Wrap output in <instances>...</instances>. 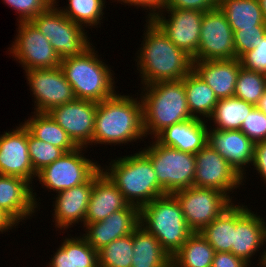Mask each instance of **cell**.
<instances>
[{
	"label": "cell",
	"mask_w": 266,
	"mask_h": 267,
	"mask_svg": "<svg viewBox=\"0 0 266 267\" xmlns=\"http://www.w3.org/2000/svg\"><path fill=\"white\" fill-rule=\"evenodd\" d=\"M207 121L191 118L161 131L155 139L162 145L196 154L208 142Z\"/></svg>",
	"instance_id": "obj_25"
},
{
	"label": "cell",
	"mask_w": 266,
	"mask_h": 267,
	"mask_svg": "<svg viewBox=\"0 0 266 267\" xmlns=\"http://www.w3.org/2000/svg\"><path fill=\"white\" fill-rule=\"evenodd\" d=\"M94 48L91 45L81 55L62 59L59 67L76 99L101 102L115 94V77Z\"/></svg>",
	"instance_id": "obj_5"
},
{
	"label": "cell",
	"mask_w": 266,
	"mask_h": 267,
	"mask_svg": "<svg viewBox=\"0 0 266 267\" xmlns=\"http://www.w3.org/2000/svg\"><path fill=\"white\" fill-rule=\"evenodd\" d=\"M218 7L224 13L233 32L266 25L258 0H219Z\"/></svg>",
	"instance_id": "obj_29"
},
{
	"label": "cell",
	"mask_w": 266,
	"mask_h": 267,
	"mask_svg": "<svg viewBox=\"0 0 266 267\" xmlns=\"http://www.w3.org/2000/svg\"><path fill=\"white\" fill-rule=\"evenodd\" d=\"M5 4L12 7L17 14H19V20L31 21L34 17L40 13L46 11L53 3L54 0H3Z\"/></svg>",
	"instance_id": "obj_39"
},
{
	"label": "cell",
	"mask_w": 266,
	"mask_h": 267,
	"mask_svg": "<svg viewBox=\"0 0 266 267\" xmlns=\"http://www.w3.org/2000/svg\"><path fill=\"white\" fill-rule=\"evenodd\" d=\"M57 1H58V0H54V4H55V6H59V5H57V4H58Z\"/></svg>",
	"instance_id": "obj_50"
},
{
	"label": "cell",
	"mask_w": 266,
	"mask_h": 267,
	"mask_svg": "<svg viewBox=\"0 0 266 267\" xmlns=\"http://www.w3.org/2000/svg\"><path fill=\"white\" fill-rule=\"evenodd\" d=\"M27 121L22 123L35 138L69 152L77 148L73 141L48 113L32 112Z\"/></svg>",
	"instance_id": "obj_30"
},
{
	"label": "cell",
	"mask_w": 266,
	"mask_h": 267,
	"mask_svg": "<svg viewBox=\"0 0 266 267\" xmlns=\"http://www.w3.org/2000/svg\"><path fill=\"white\" fill-rule=\"evenodd\" d=\"M18 23L17 36L8 48L12 58L14 57L25 71L59 67L61 59L50 41L31 21Z\"/></svg>",
	"instance_id": "obj_11"
},
{
	"label": "cell",
	"mask_w": 266,
	"mask_h": 267,
	"mask_svg": "<svg viewBox=\"0 0 266 267\" xmlns=\"http://www.w3.org/2000/svg\"><path fill=\"white\" fill-rule=\"evenodd\" d=\"M133 257V232L113 240L98 251L99 267H131Z\"/></svg>",
	"instance_id": "obj_35"
},
{
	"label": "cell",
	"mask_w": 266,
	"mask_h": 267,
	"mask_svg": "<svg viewBox=\"0 0 266 267\" xmlns=\"http://www.w3.org/2000/svg\"><path fill=\"white\" fill-rule=\"evenodd\" d=\"M140 225V209L133 205L110 214L103 221L84 224L86 241L98 252L113 240L131 234Z\"/></svg>",
	"instance_id": "obj_19"
},
{
	"label": "cell",
	"mask_w": 266,
	"mask_h": 267,
	"mask_svg": "<svg viewBox=\"0 0 266 267\" xmlns=\"http://www.w3.org/2000/svg\"><path fill=\"white\" fill-rule=\"evenodd\" d=\"M196 170L193 186L213 188L230 197L232 190L244 185L243 178L234 168L213 149L206 144L196 154ZM243 183V184H242Z\"/></svg>",
	"instance_id": "obj_16"
},
{
	"label": "cell",
	"mask_w": 266,
	"mask_h": 267,
	"mask_svg": "<svg viewBox=\"0 0 266 267\" xmlns=\"http://www.w3.org/2000/svg\"><path fill=\"white\" fill-rule=\"evenodd\" d=\"M215 250L199 233L194 232L171 257V267H212Z\"/></svg>",
	"instance_id": "obj_31"
},
{
	"label": "cell",
	"mask_w": 266,
	"mask_h": 267,
	"mask_svg": "<svg viewBox=\"0 0 266 267\" xmlns=\"http://www.w3.org/2000/svg\"><path fill=\"white\" fill-rule=\"evenodd\" d=\"M240 59L193 61V71L214 91L216 97H234L235 85L240 69Z\"/></svg>",
	"instance_id": "obj_24"
},
{
	"label": "cell",
	"mask_w": 266,
	"mask_h": 267,
	"mask_svg": "<svg viewBox=\"0 0 266 267\" xmlns=\"http://www.w3.org/2000/svg\"><path fill=\"white\" fill-rule=\"evenodd\" d=\"M93 190V176L79 186L63 190L55 195L53 222L56 229L67 230L73 224L83 223Z\"/></svg>",
	"instance_id": "obj_22"
},
{
	"label": "cell",
	"mask_w": 266,
	"mask_h": 267,
	"mask_svg": "<svg viewBox=\"0 0 266 267\" xmlns=\"http://www.w3.org/2000/svg\"><path fill=\"white\" fill-rule=\"evenodd\" d=\"M261 10L263 12L264 22L266 24V0H258Z\"/></svg>",
	"instance_id": "obj_48"
},
{
	"label": "cell",
	"mask_w": 266,
	"mask_h": 267,
	"mask_svg": "<svg viewBox=\"0 0 266 267\" xmlns=\"http://www.w3.org/2000/svg\"><path fill=\"white\" fill-rule=\"evenodd\" d=\"M264 252H262V255H261V259H259V265L262 267H266V251L263 250Z\"/></svg>",
	"instance_id": "obj_49"
},
{
	"label": "cell",
	"mask_w": 266,
	"mask_h": 267,
	"mask_svg": "<svg viewBox=\"0 0 266 267\" xmlns=\"http://www.w3.org/2000/svg\"><path fill=\"white\" fill-rule=\"evenodd\" d=\"M49 267H99L98 252L82 236L65 237Z\"/></svg>",
	"instance_id": "obj_26"
},
{
	"label": "cell",
	"mask_w": 266,
	"mask_h": 267,
	"mask_svg": "<svg viewBox=\"0 0 266 267\" xmlns=\"http://www.w3.org/2000/svg\"><path fill=\"white\" fill-rule=\"evenodd\" d=\"M31 22L50 41L61 60L81 55L92 45L85 27L67 18L54 3Z\"/></svg>",
	"instance_id": "obj_8"
},
{
	"label": "cell",
	"mask_w": 266,
	"mask_h": 267,
	"mask_svg": "<svg viewBox=\"0 0 266 267\" xmlns=\"http://www.w3.org/2000/svg\"><path fill=\"white\" fill-rule=\"evenodd\" d=\"M129 203L116 185L100 168L93 175V190L87 206L84 224L103 221L110 214L126 208Z\"/></svg>",
	"instance_id": "obj_23"
},
{
	"label": "cell",
	"mask_w": 266,
	"mask_h": 267,
	"mask_svg": "<svg viewBox=\"0 0 266 267\" xmlns=\"http://www.w3.org/2000/svg\"><path fill=\"white\" fill-rule=\"evenodd\" d=\"M98 102L75 99L72 102L56 106L47 113L67 132L77 147L93 145L95 114Z\"/></svg>",
	"instance_id": "obj_14"
},
{
	"label": "cell",
	"mask_w": 266,
	"mask_h": 267,
	"mask_svg": "<svg viewBox=\"0 0 266 267\" xmlns=\"http://www.w3.org/2000/svg\"><path fill=\"white\" fill-rule=\"evenodd\" d=\"M246 261L231 252H215L212 267H249Z\"/></svg>",
	"instance_id": "obj_44"
},
{
	"label": "cell",
	"mask_w": 266,
	"mask_h": 267,
	"mask_svg": "<svg viewBox=\"0 0 266 267\" xmlns=\"http://www.w3.org/2000/svg\"><path fill=\"white\" fill-rule=\"evenodd\" d=\"M0 175L20 177L31 184L37 177L29 158L28 130L22 123L0 135Z\"/></svg>",
	"instance_id": "obj_17"
},
{
	"label": "cell",
	"mask_w": 266,
	"mask_h": 267,
	"mask_svg": "<svg viewBox=\"0 0 266 267\" xmlns=\"http://www.w3.org/2000/svg\"><path fill=\"white\" fill-rule=\"evenodd\" d=\"M29 158L36 173L59 159L65 152L52 144L33 137L28 132Z\"/></svg>",
	"instance_id": "obj_37"
},
{
	"label": "cell",
	"mask_w": 266,
	"mask_h": 267,
	"mask_svg": "<svg viewBox=\"0 0 266 267\" xmlns=\"http://www.w3.org/2000/svg\"><path fill=\"white\" fill-rule=\"evenodd\" d=\"M140 225L172 257L194 233L187 225L179 202L172 194L154 199L140 209Z\"/></svg>",
	"instance_id": "obj_6"
},
{
	"label": "cell",
	"mask_w": 266,
	"mask_h": 267,
	"mask_svg": "<svg viewBox=\"0 0 266 267\" xmlns=\"http://www.w3.org/2000/svg\"><path fill=\"white\" fill-rule=\"evenodd\" d=\"M115 1L116 0H114V2ZM118 2H121V4L125 3L129 6H135L137 9L138 7L145 8V10L147 9L146 12L149 10L147 19H152L157 13L164 9L166 0H118Z\"/></svg>",
	"instance_id": "obj_43"
},
{
	"label": "cell",
	"mask_w": 266,
	"mask_h": 267,
	"mask_svg": "<svg viewBox=\"0 0 266 267\" xmlns=\"http://www.w3.org/2000/svg\"><path fill=\"white\" fill-rule=\"evenodd\" d=\"M28 85L34 96V112L47 113L52 108L74 101L72 86L60 67L25 71Z\"/></svg>",
	"instance_id": "obj_13"
},
{
	"label": "cell",
	"mask_w": 266,
	"mask_h": 267,
	"mask_svg": "<svg viewBox=\"0 0 266 267\" xmlns=\"http://www.w3.org/2000/svg\"><path fill=\"white\" fill-rule=\"evenodd\" d=\"M17 224L6 212H4L0 208V232L1 233H6L8 232V229L11 230L15 226H18ZM0 233V234H1Z\"/></svg>",
	"instance_id": "obj_46"
},
{
	"label": "cell",
	"mask_w": 266,
	"mask_h": 267,
	"mask_svg": "<svg viewBox=\"0 0 266 267\" xmlns=\"http://www.w3.org/2000/svg\"><path fill=\"white\" fill-rule=\"evenodd\" d=\"M252 166L266 184V140L255 143Z\"/></svg>",
	"instance_id": "obj_45"
},
{
	"label": "cell",
	"mask_w": 266,
	"mask_h": 267,
	"mask_svg": "<svg viewBox=\"0 0 266 267\" xmlns=\"http://www.w3.org/2000/svg\"><path fill=\"white\" fill-rule=\"evenodd\" d=\"M219 0H166L164 9H190L207 12L218 7Z\"/></svg>",
	"instance_id": "obj_42"
},
{
	"label": "cell",
	"mask_w": 266,
	"mask_h": 267,
	"mask_svg": "<svg viewBox=\"0 0 266 267\" xmlns=\"http://www.w3.org/2000/svg\"><path fill=\"white\" fill-rule=\"evenodd\" d=\"M32 188L25 179L0 175V208L17 224L29 217L32 219V214L35 215L38 209V198Z\"/></svg>",
	"instance_id": "obj_21"
},
{
	"label": "cell",
	"mask_w": 266,
	"mask_h": 267,
	"mask_svg": "<svg viewBox=\"0 0 266 267\" xmlns=\"http://www.w3.org/2000/svg\"><path fill=\"white\" fill-rule=\"evenodd\" d=\"M139 99V100H137ZM146 137L141 98L117 94L98 102L93 143L122 145ZM122 143V144H121Z\"/></svg>",
	"instance_id": "obj_2"
},
{
	"label": "cell",
	"mask_w": 266,
	"mask_h": 267,
	"mask_svg": "<svg viewBox=\"0 0 266 267\" xmlns=\"http://www.w3.org/2000/svg\"><path fill=\"white\" fill-rule=\"evenodd\" d=\"M141 88L146 138L149 134L155 138L166 127L193 118L187 105L184 78L179 81L157 82Z\"/></svg>",
	"instance_id": "obj_3"
},
{
	"label": "cell",
	"mask_w": 266,
	"mask_h": 267,
	"mask_svg": "<svg viewBox=\"0 0 266 267\" xmlns=\"http://www.w3.org/2000/svg\"><path fill=\"white\" fill-rule=\"evenodd\" d=\"M184 87L191 116L207 121L218 103L213 89L193 70L184 77Z\"/></svg>",
	"instance_id": "obj_28"
},
{
	"label": "cell",
	"mask_w": 266,
	"mask_h": 267,
	"mask_svg": "<svg viewBox=\"0 0 266 267\" xmlns=\"http://www.w3.org/2000/svg\"><path fill=\"white\" fill-rule=\"evenodd\" d=\"M254 108V105L236 97L219 99L207 121H213V129L240 130L242 123Z\"/></svg>",
	"instance_id": "obj_32"
},
{
	"label": "cell",
	"mask_w": 266,
	"mask_h": 267,
	"mask_svg": "<svg viewBox=\"0 0 266 267\" xmlns=\"http://www.w3.org/2000/svg\"><path fill=\"white\" fill-rule=\"evenodd\" d=\"M254 213L243 204H234V244L231 253L248 264L266 243V222Z\"/></svg>",
	"instance_id": "obj_18"
},
{
	"label": "cell",
	"mask_w": 266,
	"mask_h": 267,
	"mask_svg": "<svg viewBox=\"0 0 266 267\" xmlns=\"http://www.w3.org/2000/svg\"><path fill=\"white\" fill-rule=\"evenodd\" d=\"M266 89V75L240 69L235 85L234 97L256 105Z\"/></svg>",
	"instance_id": "obj_36"
},
{
	"label": "cell",
	"mask_w": 266,
	"mask_h": 267,
	"mask_svg": "<svg viewBox=\"0 0 266 267\" xmlns=\"http://www.w3.org/2000/svg\"><path fill=\"white\" fill-rule=\"evenodd\" d=\"M240 61L244 69L266 75V35L257 46L245 53Z\"/></svg>",
	"instance_id": "obj_41"
},
{
	"label": "cell",
	"mask_w": 266,
	"mask_h": 267,
	"mask_svg": "<svg viewBox=\"0 0 266 267\" xmlns=\"http://www.w3.org/2000/svg\"><path fill=\"white\" fill-rule=\"evenodd\" d=\"M208 142L220 156H222L234 170L243 178L247 176L245 167L252 165L254 158L255 143L250 140L241 130H218L209 129Z\"/></svg>",
	"instance_id": "obj_20"
},
{
	"label": "cell",
	"mask_w": 266,
	"mask_h": 267,
	"mask_svg": "<svg viewBox=\"0 0 266 267\" xmlns=\"http://www.w3.org/2000/svg\"><path fill=\"white\" fill-rule=\"evenodd\" d=\"M255 107L266 115V89Z\"/></svg>",
	"instance_id": "obj_47"
},
{
	"label": "cell",
	"mask_w": 266,
	"mask_h": 267,
	"mask_svg": "<svg viewBox=\"0 0 266 267\" xmlns=\"http://www.w3.org/2000/svg\"><path fill=\"white\" fill-rule=\"evenodd\" d=\"M84 147L65 152L59 159L37 173L42 188L59 193L86 183L100 168L97 162L87 159ZM44 186V187H43Z\"/></svg>",
	"instance_id": "obj_10"
},
{
	"label": "cell",
	"mask_w": 266,
	"mask_h": 267,
	"mask_svg": "<svg viewBox=\"0 0 266 267\" xmlns=\"http://www.w3.org/2000/svg\"><path fill=\"white\" fill-rule=\"evenodd\" d=\"M150 146L141 150L152 162L158 183L166 194H173L193 186L195 154L167 147L153 140Z\"/></svg>",
	"instance_id": "obj_7"
},
{
	"label": "cell",
	"mask_w": 266,
	"mask_h": 267,
	"mask_svg": "<svg viewBox=\"0 0 266 267\" xmlns=\"http://www.w3.org/2000/svg\"><path fill=\"white\" fill-rule=\"evenodd\" d=\"M240 130L254 143L266 140V115L256 107L246 117Z\"/></svg>",
	"instance_id": "obj_40"
},
{
	"label": "cell",
	"mask_w": 266,
	"mask_h": 267,
	"mask_svg": "<svg viewBox=\"0 0 266 267\" xmlns=\"http://www.w3.org/2000/svg\"><path fill=\"white\" fill-rule=\"evenodd\" d=\"M236 58L233 30L219 7L204 12L200 40L193 61Z\"/></svg>",
	"instance_id": "obj_12"
},
{
	"label": "cell",
	"mask_w": 266,
	"mask_h": 267,
	"mask_svg": "<svg viewBox=\"0 0 266 267\" xmlns=\"http://www.w3.org/2000/svg\"><path fill=\"white\" fill-rule=\"evenodd\" d=\"M146 23L145 38L136 53L141 84L182 80L193 69L192 57L175 46L152 19Z\"/></svg>",
	"instance_id": "obj_1"
},
{
	"label": "cell",
	"mask_w": 266,
	"mask_h": 267,
	"mask_svg": "<svg viewBox=\"0 0 266 267\" xmlns=\"http://www.w3.org/2000/svg\"><path fill=\"white\" fill-rule=\"evenodd\" d=\"M102 171L116 185L126 201L141 209L156 198L167 195L158 183L151 160L138 151L112 160Z\"/></svg>",
	"instance_id": "obj_4"
},
{
	"label": "cell",
	"mask_w": 266,
	"mask_h": 267,
	"mask_svg": "<svg viewBox=\"0 0 266 267\" xmlns=\"http://www.w3.org/2000/svg\"><path fill=\"white\" fill-rule=\"evenodd\" d=\"M266 35V25L254 26V28L240 29L233 32L236 58L240 59L250 51Z\"/></svg>",
	"instance_id": "obj_38"
},
{
	"label": "cell",
	"mask_w": 266,
	"mask_h": 267,
	"mask_svg": "<svg viewBox=\"0 0 266 267\" xmlns=\"http://www.w3.org/2000/svg\"><path fill=\"white\" fill-rule=\"evenodd\" d=\"M180 204L184 219L193 232H200L220 216L233 202L222 191L191 186L172 194Z\"/></svg>",
	"instance_id": "obj_9"
},
{
	"label": "cell",
	"mask_w": 266,
	"mask_h": 267,
	"mask_svg": "<svg viewBox=\"0 0 266 267\" xmlns=\"http://www.w3.org/2000/svg\"><path fill=\"white\" fill-rule=\"evenodd\" d=\"M163 12L169 14L168 19ZM203 15L204 12L199 10L163 9L152 20L175 46L193 58L199 47Z\"/></svg>",
	"instance_id": "obj_15"
},
{
	"label": "cell",
	"mask_w": 266,
	"mask_h": 267,
	"mask_svg": "<svg viewBox=\"0 0 266 267\" xmlns=\"http://www.w3.org/2000/svg\"><path fill=\"white\" fill-rule=\"evenodd\" d=\"M131 267H171V256L160 242L139 225L133 231V257Z\"/></svg>",
	"instance_id": "obj_27"
},
{
	"label": "cell",
	"mask_w": 266,
	"mask_h": 267,
	"mask_svg": "<svg viewBox=\"0 0 266 267\" xmlns=\"http://www.w3.org/2000/svg\"><path fill=\"white\" fill-rule=\"evenodd\" d=\"M199 233L215 252H231L234 244V203Z\"/></svg>",
	"instance_id": "obj_33"
},
{
	"label": "cell",
	"mask_w": 266,
	"mask_h": 267,
	"mask_svg": "<svg viewBox=\"0 0 266 267\" xmlns=\"http://www.w3.org/2000/svg\"><path fill=\"white\" fill-rule=\"evenodd\" d=\"M69 3L65 8L58 7L59 10L70 20L82 27H95L101 24L103 10L106 8L105 0H68ZM62 8V9H60ZM104 8V9H103ZM86 24V25H85Z\"/></svg>",
	"instance_id": "obj_34"
}]
</instances>
